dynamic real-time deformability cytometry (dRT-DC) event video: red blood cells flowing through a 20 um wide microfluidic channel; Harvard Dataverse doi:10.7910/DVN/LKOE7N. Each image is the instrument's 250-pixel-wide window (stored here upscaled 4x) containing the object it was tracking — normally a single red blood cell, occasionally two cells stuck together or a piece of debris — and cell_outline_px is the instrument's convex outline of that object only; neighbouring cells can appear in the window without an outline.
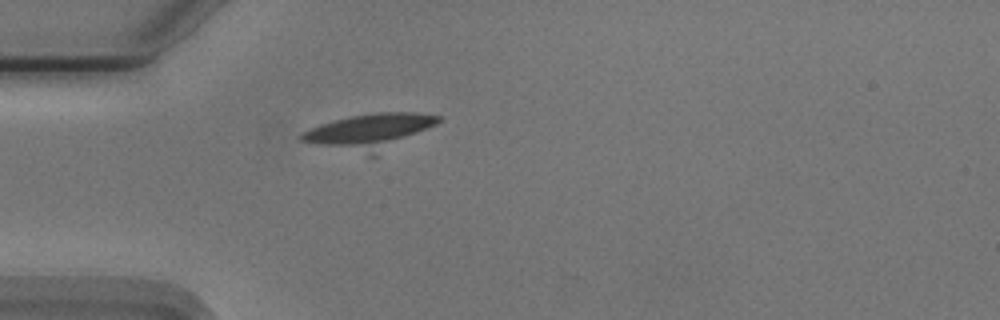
{"species": "Egyptian fruit bat (a non-hibernating species)", "species_latin": "Rousettus aegyptiacus", "temperature_condition": "cold", "stored_images_in_passage": 6, "camera_frame_rate_fps": 3000, "um_per_image_px": 0.085, "animal": {"sex": "male"}, "frame": {"image": 1, "passage_image": 1, "time_ms": 0.0, "image_size_px": [1000, 320], "cell_outline_px": [[440, 120], [436, 124], [376, 156], [368, 156], [300, 140], [300, 136], [304, 132], [320, 124], [352, 116], [376, 112], [416, 112], [440, 116]], "centroid_in_image_um": [31.46, 11.18], "position_along_channel_um": 53.5, "area_um2": 27.63}}
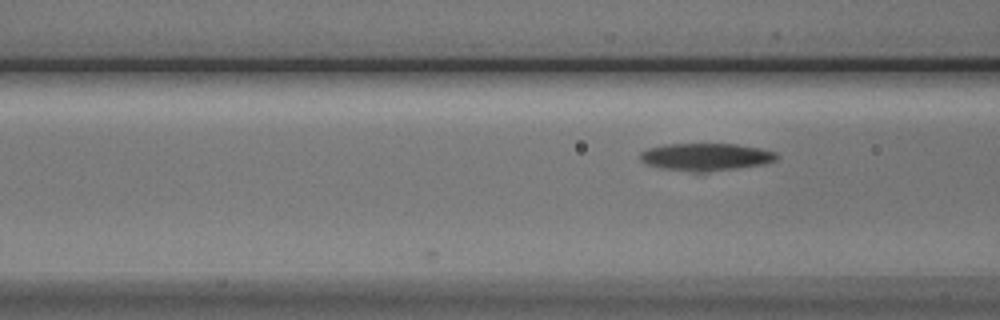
{"frame": {"image": 2, "passage_image": 6, "time_ms": 1.667, "image_size_px": [1000, 320], "cell_outline_px": [[780, 156], [776, 160], [760, 164], [708, 172], [692, 172], [660, 168], [648, 164], [640, 160], [640, 152], [648, 148], [664, 144], [736, 144], [760, 148], [776, 152]], "centroid_in_image_um": [59.97, 13.33], "position_along_channel_um": 106.6, "area_um2": 21.79}}